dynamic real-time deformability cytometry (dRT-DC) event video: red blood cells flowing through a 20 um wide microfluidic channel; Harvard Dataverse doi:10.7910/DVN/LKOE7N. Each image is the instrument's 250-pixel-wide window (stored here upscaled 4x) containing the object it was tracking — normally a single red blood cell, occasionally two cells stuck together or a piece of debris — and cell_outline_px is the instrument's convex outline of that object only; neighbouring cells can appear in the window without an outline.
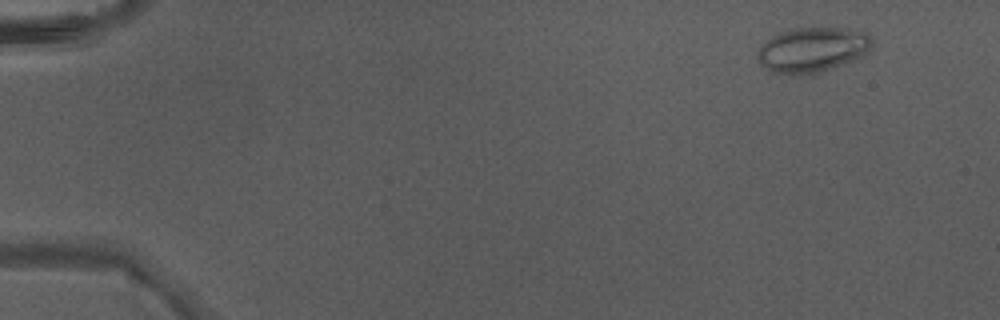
{"species": "Egyptian fruit bat (a non-hibernating species)", "species_latin": "Rousettus aegyptiacus", "temperature_condition": "warm", "stored_images_in_passage": 4, "camera_frame_rate_fps": 3000, "um_per_image_px": 0.085, "animal": {"sex": "male"}, "frame": {"image": 1, "passage_image": 1, "time_ms": 0.0, "image_size_px": [1000, 320], "cell_outline_px": [[872, 44], [868, 52], [864, 56], [816, 72], [800, 76], [788, 76], [772, 72], [760, 64], [756, 56], [756, 52], [772, 36], [780, 32], [792, 28], [844, 28], [868, 32], [872, 40]], "centroid_in_image_um": [69.03, 4.23], "position_along_channel_um": 16.0, "area_um2": 30.06}}